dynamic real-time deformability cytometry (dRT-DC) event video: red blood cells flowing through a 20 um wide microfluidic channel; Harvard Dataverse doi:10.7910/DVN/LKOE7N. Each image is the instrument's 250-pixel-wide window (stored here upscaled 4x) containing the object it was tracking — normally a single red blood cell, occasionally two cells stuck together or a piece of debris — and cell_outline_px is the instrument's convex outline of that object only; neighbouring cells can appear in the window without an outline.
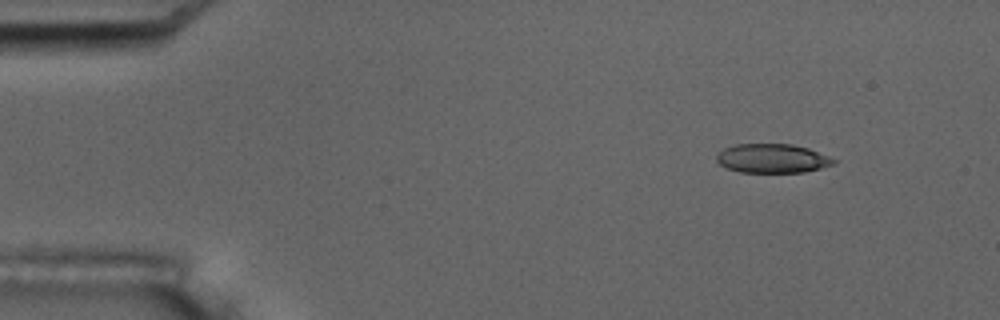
{"species": "common noctule bat (a hibernating species)", "species_latin": "Nyctalus noctula", "temperature_condition": "room temperature", "stored_images_in_passage": 5, "camera_frame_rate_fps": 3000, "um_per_image_px": 0.085, "animal": {"sex": "male", "body_mass_g": 17.5, "forearm_length_mm": 52.3}, "frame": {"image": 1, "passage_image": 2, "time_ms": 1.0, "image_size_px": [1000, 320], "cell_outline_px": [[836, 164], [804, 172], [740, 172], [728, 168], [720, 164], [716, 160], [716, 156], [724, 148], [736, 144], [792, 144], [808, 148], [828, 156], [836, 160]], "centroid_in_image_um": [65.66, 13.46], "position_along_channel_um": 19.3, "area_um2": 19.71}}